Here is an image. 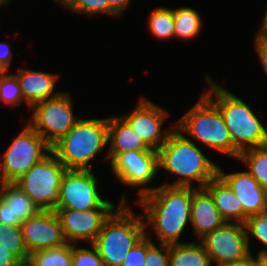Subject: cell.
<instances>
[{"label": "cell", "mask_w": 267, "mask_h": 266, "mask_svg": "<svg viewBox=\"0 0 267 266\" xmlns=\"http://www.w3.org/2000/svg\"><path fill=\"white\" fill-rule=\"evenodd\" d=\"M218 166V175L230 186L243 207V224L247 218L267 211V191L246 170L224 173Z\"/></svg>", "instance_id": "cell-16"}, {"label": "cell", "mask_w": 267, "mask_h": 266, "mask_svg": "<svg viewBox=\"0 0 267 266\" xmlns=\"http://www.w3.org/2000/svg\"><path fill=\"white\" fill-rule=\"evenodd\" d=\"M33 266H72V244L47 248L29 255Z\"/></svg>", "instance_id": "cell-25"}, {"label": "cell", "mask_w": 267, "mask_h": 266, "mask_svg": "<svg viewBox=\"0 0 267 266\" xmlns=\"http://www.w3.org/2000/svg\"><path fill=\"white\" fill-rule=\"evenodd\" d=\"M131 0H109V14L112 16H120L128 7Z\"/></svg>", "instance_id": "cell-35"}, {"label": "cell", "mask_w": 267, "mask_h": 266, "mask_svg": "<svg viewBox=\"0 0 267 266\" xmlns=\"http://www.w3.org/2000/svg\"><path fill=\"white\" fill-rule=\"evenodd\" d=\"M15 75L28 110H31L35 103L56 97L61 93L54 92L56 81L59 78L57 74L19 68Z\"/></svg>", "instance_id": "cell-19"}, {"label": "cell", "mask_w": 267, "mask_h": 266, "mask_svg": "<svg viewBox=\"0 0 267 266\" xmlns=\"http://www.w3.org/2000/svg\"><path fill=\"white\" fill-rule=\"evenodd\" d=\"M5 5H8L10 0H1Z\"/></svg>", "instance_id": "cell-42"}, {"label": "cell", "mask_w": 267, "mask_h": 266, "mask_svg": "<svg viewBox=\"0 0 267 266\" xmlns=\"http://www.w3.org/2000/svg\"><path fill=\"white\" fill-rule=\"evenodd\" d=\"M168 256L169 266H212L201 242L169 244Z\"/></svg>", "instance_id": "cell-22"}, {"label": "cell", "mask_w": 267, "mask_h": 266, "mask_svg": "<svg viewBox=\"0 0 267 266\" xmlns=\"http://www.w3.org/2000/svg\"><path fill=\"white\" fill-rule=\"evenodd\" d=\"M69 10L92 16L94 14H109V0H54Z\"/></svg>", "instance_id": "cell-30"}, {"label": "cell", "mask_w": 267, "mask_h": 266, "mask_svg": "<svg viewBox=\"0 0 267 266\" xmlns=\"http://www.w3.org/2000/svg\"><path fill=\"white\" fill-rule=\"evenodd\" d=\"M146 251H147V232L129 250L121 266H145L144 264L146 258Z\"/></svg>", "instance_id": "cell-33"}, {"label": "cell", "mask_w": 267, "mask_h": 266, "mask_svg": "<svg viewBox=\"0 0 267 266\" xmlns=\"http://www.w3.org/2000/svg\"><path fill=\"white\" fill-rule=\"evenodd\" d=\"M168 114L161 106L147 99H141L130 114L120 116L137 132L150 149L158 151L176 127L174 125L171 130L162 132V126Z\"/></svg>", "instance_id": "cell-13"}, {"label": "cell", "mask_w": 267, "mask_h": 266, "mask_svg": "<svg viewBox=\"0 0 267 266\" xmlns=\"http://www.w3.org/2000/svg\"><path fill=\"white\" fill-rule=\"evenodd\" d=\"M0 249H7L20 261L29 259V252L25 246L21 226H6L0 222Z\"/></svg>", "instance_id": "cell-27"}, {"label": "cell", "mask_w": 267, "mask_h": 266, "mask_svg": "<svg viewBox=\"0 0 267 266\" xmlns=\"http://www.w3.org/2000/svg\"><path fill=\"white\" fill-rule=\"evenodd\" d=\"M200 242L216 266L241 260L251 253L246 226L242 223L225 222L202 237Z\"/></svg>", "instance_id": "cell-11"}, {"label": "cell", "mask_w": 267, "mask_h": 266, "mask_svg": "<svg viewBox=\"0 0 267 266\" xmlns=\"http://www.w3.org/2000/svg\"><path fill=\"white\" fill-rule=\"evenodd\" d=\"M204 188L211 194L220 216L226 222L243 224V207L230 186L217 174Z\"/></svg>", "instance_id": "cell-21"}, {"label": "cell", "mask_w": 267, "mask_h": 266, "mask_svg": "<svg viewBox=\"0 0 267 266\" xmlns=\"http://www.w3.org/2000/svg\"><path fill=\"white\" fill-rule=\"evenodd\" d=\"M0 222L6 226L21 224L36 215L40 209L31 198L14 183H0Z\"/></svg>", "instance_id": "cell-17"}, {"label": "cell", "mask_w": 267, "mask_h": 266, "mask_svg": "<svg viewBox=\"0 0 267 266\" xmlns=\"http://www.w3.org/2000/svg\"><path fill=\"white\" fill-rule=\"evenodd\" d=\"M148 25L151 34L157 39L167 40L175 37L173 10L170 8H155L149 16Z\"/></svg>", "instance_id": "cell-26"}, {"label": "cell", "mask_w": 267, "mask_h": 266, "mask_svg": "<svg viewBox=\"0 0 267 266\" xmlns=\"http://www.w3.org/2000/svg\"><path fill=\"white\" fill-rule=\"evenodd\" d=\"M145 266H169L168 244L156 246L147 236Z\"/></svg>", "instance_id": "cell-32"}, {"label": "cell", "mask_w": 267, "mask_h": 266, "mask_svg": "<svg viewBox=\"0 0 267 266\" xmlns=\"http://www.w3.org/2000/svg\"><path fill=\"white\" fill-rule=\"evenodd\" d=\"M255 49L267 76V42L254 39Z\"/></svg>", "instance_id": "cell-36"}, {"label": "cell", "mask_w": 267, "mask_h": 266, "mask_svg": "<svg viewBox=\"0 0 267 266\" xmlns=\"http://www.w3.org/2000/svg\"><path fill=\"white\" fill-rule=\"evenodd\" d=\"M220 266H254V257L251 252L247 257L241 260L228 262Z\"/></svg>", "instance_id": "cell-39"}, {"label": "cell", "mask_w": 267, "mask_h": 266, "mask_svg": "<svg viewBox=\"0 0 267 266\" xmlns=\"http://www.w3.org/2000/svg\"><path fill=\"white\" fill-rule=\"evenodd\" d=\"M193 186L161 185L138 189L136 203L145 211L160 244H177L181 233L190 222ZM147 216V217H146Z\"/></svg>", "instance_id": "cell-1"}, {"label": "cell", "mask_w": 267, "mask_h": 266, "mask_svg": "<svg viewBox=\"0 0 267 266\" xmlns=\"http://www.w3.org/2000/svg\"><path fill=\"white\" fill-rule=\"evenodd\" d=\"M66 168L51 151L14 182L40 210H55Z\"/></svg>", "instance_id": "cell-7"}, {"label": "cell", "mask_w": 267, "mask_h": 266, "mask_svg": "<svg viewBox=\"0 0 267 266\" xmlns=\"http://www.w3.org/2000/svg\"><path fill=\"white\" fill-rule=\"evenodd\" d=\"M172 10L176 38L190 40L199 35L203 22L196 10L191 7H180Z\"/></svg>", "instance_id": "cell-23"}, {"label": "cell", "mask_w": 267, "mask_h": 266, "mask_svg": "<svg viewBox=\"0 0 267 266\" xmlns=\"http://www.w3.org/2000/svg\"><path fill=\"white\" fill-rule=\"evenodd\" d=\"M20 260L7 249H0V266H14Z\"/></svg>", "instance_id": "cell-37"}, {"label": "cell", "mask_w": 267, "mask_h": 266, "mask_svg": "<svg viewBox=\"0 0 267 266\" xmlns=\"http://www.w3.org/2000/svg\"><path fill=\"white\" fill-rule=\"evenodd\" d=\"M13 53L7 42H0V72H8L12 62Z\"/></svg>", "instance_id": "cell-34"}, {"label": "cell", "mask_w": 267, "mask_h": 266, "mask_svg": "<svg viewBox=\"0 0 267 266\" xmlns=\"http://www.w3.org/2000/svg\"><path fill=\"white\" fill-rule=\"evenodd\" d=\"M107 144L108 118H80L51 150L66 169H90L89 162L103 151Z\"/></svg>", "instance_id": "cell-5"}, {"label": "cell", "mask_w": 267, "mask_h": 266, "mask_svg": "<svg viewBox=\"0 0 267 266\" xmlns=\"http://www.w3.org/2000/svg\"><path fill=\"white\" fill-rule=\"evenodd\" d=\"M108 143L110 149L107 158L111 161L117 154L133 150L150 149L135 130L121 117H108Z\"/></svg>", "instance_id": "cell-20"}, {"label": "cell", "mask_w": 267, "mask_h": 266, "mask_svg": "<svg viewBox=\"0 0 267 266\" xmlns=\"http://www.w3.org/2000/svg\"><path fill=\"white\" fill-rule=\"evenodd\" d=\"M255 40L267 42V10L264 14L261 28L255 34Z\"/></svg>", "instance_id": "cell-38"}, {"label": "cell", "mask_w": 267, "mask_h": 266, "mask_svg": "<svg viewBox=\"0 0 267 266\" xmlns=\"http://www.w3.org/2000/svg\"><path fill=\"white\" fill-rule=\"evenodd\" d=\"M238 160L246 163L247 171L267 191V145L241 152Z\"/></svg>", "instance_id": "cell-24"}, {"label": "cell", "mask_w": 267, "mask_h": 266, "mask_svg": "<svg viewBox=\"0 0 267 266\" xmlns=\"http://www.w3.org/2000/svg\"><path fill=\"white\" fill-rule=\"evenodd\" d=\"M176 124L180 132L187 133L205 146L238 159L230 132L218 106L203 93L199 101L188 109Z\"/></svg>", "instance_id": "cell-6"}, {"label": "cell", "mask_w": 267, "mask_h": 266, "mask_svg": "<svg viewBox=\"0 0 267 266\" xmlns=\"http://www.w3.org/2000/svg\"><path fill=\"white\" fill-rule=\"evenodd\" d=\"M21 229L29 254L68 243L55 210H40L24 221Z\"/></svg>", "instance_id": "cell-14"}, {"label": "cell", "mask_w": 267, "mask_h": 266, "mask_svg": "<svg viewBox=\"0 0 267 266\" xmlns=\"http://www.w3.org/2000/svg\"><path fill=\"white\" fill-rule=\"evenodd\" d=\"M158 152V165L178 175L169 186H192L193 181L204 186L218 174V165L202 153L201 148L175 127Z\"/></svg>", "instance_id": "cell-2"}, {"label": "cell", "mask_w": 267, "mask_h": 266, "mask_svg": "<svg viewBox=\"0 0 267 266\" xmlns=\"http://www.w3.org/2000/svg\"><path fill=\"white\" fill-rule=\"evenodd\" d=\"M125 197L124 194L92 243L105 266H121L129 250L146 234L144 216H134Z\"/></svg>", "instance_id": "cell-4"}, {"label": "cell", "mask_w": 267, "mask_h": 266, "mask_svg": "<svg viewBox=\"0 0 267 266\" xmlns=\"http://www.w3.org/2000/svg\"><path fill=\"white\" fill-rule=\"evenodd\" d=\"M61 222L63 235L70 244L86 240L92 244L100 232L104 221L114 209H55Z\"/></svg>", "instance_id": "cell-15"}, {"label": "cell", "mask_w": 267, "mask_h": 266, "mask_svg": "<svg viewBox=\"0 0 267 266\" xmlns=\"http://www.w3.org/2000/svg\"><path fill=\"white\" fill-rule=\"evenodd\" d=\"M51 151L42 136L29 124L25 125L0 157V183H14Z\"/></svg>", "instance_id": "cell-8"}, {"label": "cell", "mask_w": 267, "mask_h": 266, "mask_svg": "<svg viewBox=\"0 0 267 266\" xmlns=\"http://www.w3.org/2000/svg\"><path fill=\"white\" fill-rule=\"evenodd\" d=\"M110 162L113 174L124 185L146 186L156 176L158 152L155 150H133L117 154Z\"/></svg>", "instance_id": "cell-12"}, {"label": "cell", "mask_w": 267, "mask_h": 266, "mask_svg": "<svg viewBox=\"0 0 267 266\" xmlns=\"http://www.w3.org/2000/svg\"><path fill=\"white\" fill-rule=\"evenodd\" d=\"M5 6V4L0 0V7Z\"/></svg>", "instance_id": "cell-43"}, {"label": "cell", "mask_w": 267, "mask_h": 266, "mask_svg": "<svg viewBox=\"0 0 267 266\" xmlns=\"http://www.w3.org/2000/svg\"><path fill=\"white\" fill-rule=\"evenodd\" d=\"M0 101L13 107L24 102L21 87L15 74L0 72Z\"/></svg>", "instance_id": "cell-28"}, {"label": "cell", "mask_w": 267, "mask_h": 266, "mask_svg": "<svg viewBox=\"0 0 267 266\" xmlns=\"http://www.w3.org/2000/svg\"><path fill=\"white\" fill-rule=\"evenodd\" d=\"M245 226L248 243L251 236L255 237L264 245V248L257 255L261 258H267V211L247 218Z\"/></svg>", "instance_id": "cell-29"}, {"label": "cell", "mask_w": 267, "mask_h": 266, "mask_svg": "<svg viewBox=\"0 0 267 266\" xmlns=\"http://www.w3.org/2000/svg\"><path fill=\"white\" fill-rule=\"evenodd\" d=\"M70 93L61 92L58 96L35 103L33 115L28 123L52 147L65 136L80 119L73 114Z\"/></svg>", "instance_id": "cell-9"}, {"label": "cell", "mask_w": 267, "mask_h": 266, "mask_svg": "<svg viewBox=\"0 0 267 266\" xmlns=\"http://www.w3.org/2000/svg\"><path fill=\"white\" fill-rule=\"evenodd\" d=\"M226 221L220 216L211 194L205 188H192L190 223L199 240Z\"/></svg>", "instance_id": "cell-18"}, {"label": "cell", "mask_w": 267, "mask_h": 266, "mask_svg": "<svg viewBox=\"0 0 267 266\" xmlns=\"http://www.w3.org/2000/svg\"><path fill=\"white\" fill-rule=\"evenodd\" d=\"M210 84L205 93L219 108L230 132L233 146L239 152L267 145V129L257 118L250 106L214 82L208 75ZM216 100V101H215Z\"/></svg>", "instance_id": "cell-3"}, {"label": "cell", "mask_w": 267, "mask_h": 266, "mask_svg": "<svg viewBox=\"0 0 267 266\" xmlns=\"http://www.w3.org/2000/svg\"><path fill=\"white\" fill-rule=\"evenodd\" d=\"M90 247L91 250L72 244V266H105L97 249L92 244Z\"/></svg>", "instance_id": "cell-31"}, {"label": "cell", "mask_w": 267, "mask_h": 266, "mask_svg": "<svg viewBox=\"0 0 267 266\" xmlns=\"http://www.w3.org/2000/svg\"><path fill=\"white\" fill-rule=\"evenodd\" d=\"M14 266H33V264L28 260L25 261H19L16 265Z\"/></svg>", "instance_id": "cell-41"}, {"label": "cell", "mask_w": 267, "mask_h": 266, "mask_svg": "<svg viewBox=\"0 0 267 266\" xmlns=\"http://www.w3.org/2000/svg\"><path fill=\"white\" fill-rule=\"evenodd\" d=\"M254 266H267V258H261L257 255L254 259Z\"/></svg>", "instance_id": "cell-40"}, {"label": "cell", "mask_w": 267, "mask_h": 266, "mask_svg": "<svg viewBox=\"0 0 267 266\" xmlns=\"http://www.w3.org/2000/svg\"><path fill=\"white\" fill-rule=\"evenodd\" d=\"M97 185L91 169H66L61 179L56 209H116L115 204L101 198Z\"/></svg>", "instance_id": "cell-10"}]
</instances>
